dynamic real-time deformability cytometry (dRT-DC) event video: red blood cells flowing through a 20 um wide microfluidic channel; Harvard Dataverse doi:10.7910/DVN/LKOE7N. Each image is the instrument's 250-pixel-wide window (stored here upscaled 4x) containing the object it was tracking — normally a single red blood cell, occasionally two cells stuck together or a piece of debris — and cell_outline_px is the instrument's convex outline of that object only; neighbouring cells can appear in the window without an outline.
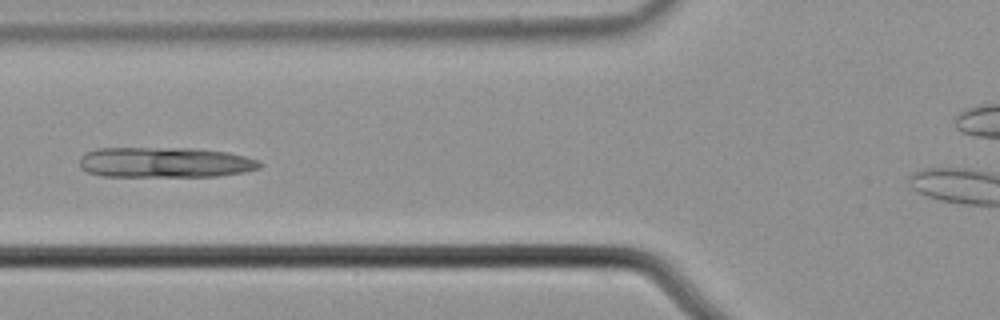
{"species": "common noctule bat (a hibernating species)", "species_latin": "Nyctalus noctula", "temperature_condition": "cold", "stored_images_in_passage": 5, "camera_frame_rate_fps": 3000, "um_per_image_px": 0.085, "animal": {"sex": "male", "body_mass_g": 21.5, "forearm_length_mm": 52.0}, "frame": {"image": 1, "passage_image": 5, "time_ms": 1.333, "image_size_px": [1000, 320], "cell_outline_px": [[264, 164], [260, 168], [244, 172], [220, 176], [100, 176], [88, 172], [80, 168], [80, 160], [88, 152], [96, 148], [192, 148], [228, 152], [260, 160]], "centroid_in_image_um": [14.07, 13.8], "position_along_channel_um": 111.7, "area_um2": 32.02}}